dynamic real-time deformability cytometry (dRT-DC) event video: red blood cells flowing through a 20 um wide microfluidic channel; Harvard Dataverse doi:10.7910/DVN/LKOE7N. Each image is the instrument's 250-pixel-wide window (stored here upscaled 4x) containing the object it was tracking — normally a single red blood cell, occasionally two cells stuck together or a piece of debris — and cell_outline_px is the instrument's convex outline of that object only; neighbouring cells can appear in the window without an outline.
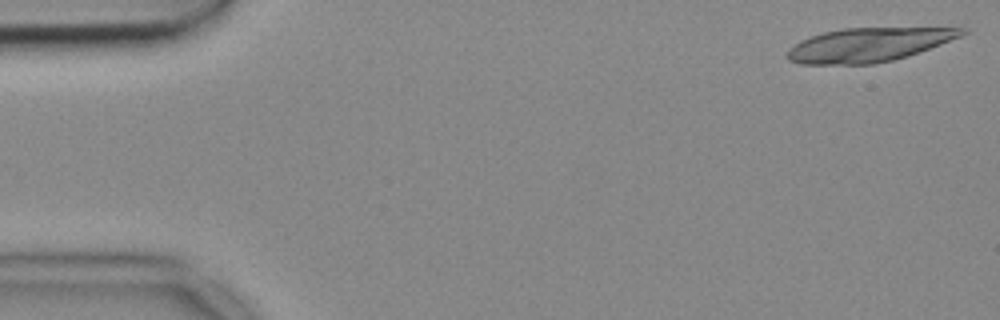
{"species": "common noctule bat (a hibernating species)", "species_latin": "Nyctalus noctula", "temperature_condition": "cold", "stored_images_in_passage": 16, "camera_frame_rate_fps": 3000, "um_per_image_px": 0.085, "animal": {"sex": "female", "body_mass_g": 18.4}, "frame": {"image": 1, "passage_image": 1, "time_ms": 0.0, "image_size_px": [1000, 320], "cell_outline_px": [[968, 32], [960, 36], [940, 44], [908, 56], [892, 60], [872, 64], [800, 64], [788, 60], [784, 56], [788, 48], [800, 40], [824, 32], [844, 28], [964, 28]], "centroid_in_image_um": [73.75, 3.82], "position_along_channel_um": 11.3, "area_um2": 34.28}}